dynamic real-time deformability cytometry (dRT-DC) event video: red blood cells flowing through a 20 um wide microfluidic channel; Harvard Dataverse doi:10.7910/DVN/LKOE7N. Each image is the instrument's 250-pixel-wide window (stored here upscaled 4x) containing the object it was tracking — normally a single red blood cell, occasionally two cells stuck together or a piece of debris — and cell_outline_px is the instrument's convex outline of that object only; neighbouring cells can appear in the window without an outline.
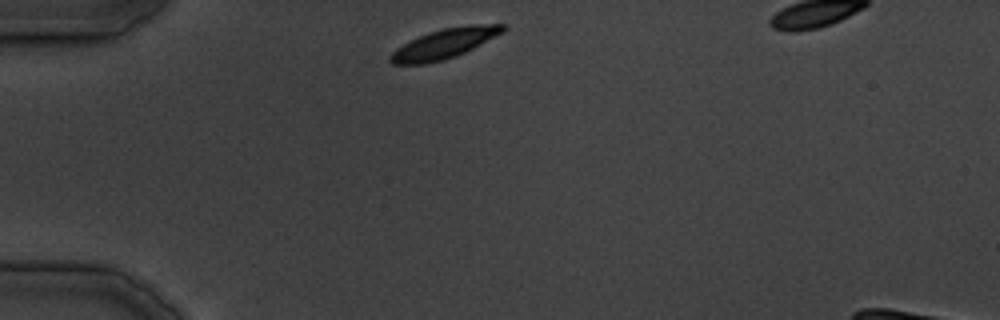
{"species": "common noctule bat (a hibernating species)", "species_latin": "Nyctalus noctula", "temperature_condition": "cold", "stored_images_in_passage": 8, "camera_frame_rate_fps": 3000, "um_per_image_px": 0.085, "animal": {"sex": "male", "body_mass_g": 19.5, "forearm_length_mm": 54.6}, "frame": {"image": 1, "passage_image": 1, "time_ms": 0.0, "image_size_px": [1000, 320], "cell_outline_px": [[504, 32], [456, 56], [444, 60], [424, 64], [392, 64], [388, 60], [388, 56], [396, 48], [428, 32], [444, 28], [468, 24], [504, 24]], "centroid_in_image_um": [37.75, 3.71], "position_along_channel_um": 47.3, "area_um2": 19.36}}
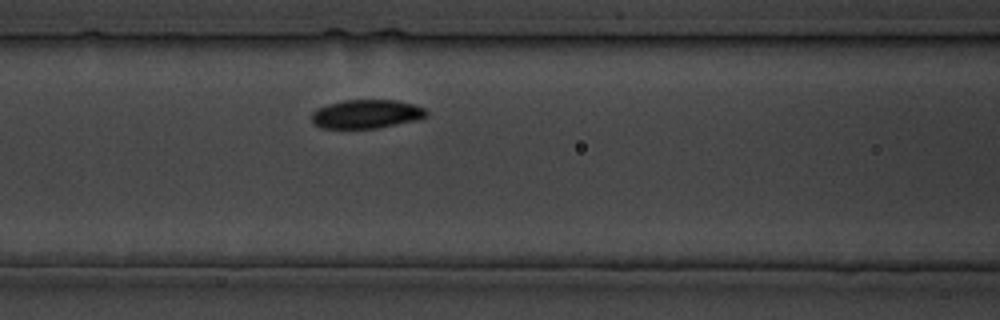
{"frame": {"image": 2, "passage_image": 8, "time_ms": 8.0, "image_size_px": [1000, 320], "cell_outline_px": [[428, 116], [416, 120], [376, 128], [320, 128], [312, 124], [312, 112], [316, 108], [328, 104], [344, 100], [396, 100], [412, 104], [424, 108], [428, 112]], "centroid_in_image_um": [31.11, 9.69], "position_along_channel_um": 135.5, "area_um2": 19.25}}